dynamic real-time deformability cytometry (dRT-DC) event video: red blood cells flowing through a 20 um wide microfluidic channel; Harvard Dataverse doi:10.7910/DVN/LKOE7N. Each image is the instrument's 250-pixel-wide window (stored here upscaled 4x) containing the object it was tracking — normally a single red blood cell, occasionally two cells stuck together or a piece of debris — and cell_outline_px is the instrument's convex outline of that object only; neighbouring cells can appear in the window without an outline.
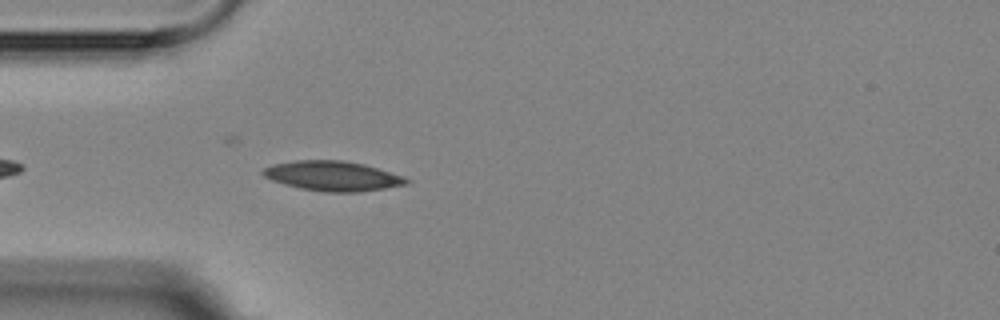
{"species": "Egyptian fruit bat (a non-hibernating species)", "species_latin": "Rousettus aegyptiacus", "temperature_condition": "room temperature", "stored_images_in_passage": 2, "camera_frame_rate_fps": 3000, "um_per_image_px": 0.085, "animal": {"sex": "female"}, "frame": {"image": 1, "passage_image": 2, "time_ms": 2.0, "image_size_px": [1000, 320], "cell_outline_px": [[412, 180], [408, 184], [360, 192], [324, 192], [300, 188], [272, 180], [264, 176], [260, 172], [264, 168], [272, 164], [296, 160], [344, 160], [364, 164], [404, 176]], "centroid_in_image_um": [28.29, 14.95], "position_along_channel_um": 56.7, "area_um2": 24.97}}